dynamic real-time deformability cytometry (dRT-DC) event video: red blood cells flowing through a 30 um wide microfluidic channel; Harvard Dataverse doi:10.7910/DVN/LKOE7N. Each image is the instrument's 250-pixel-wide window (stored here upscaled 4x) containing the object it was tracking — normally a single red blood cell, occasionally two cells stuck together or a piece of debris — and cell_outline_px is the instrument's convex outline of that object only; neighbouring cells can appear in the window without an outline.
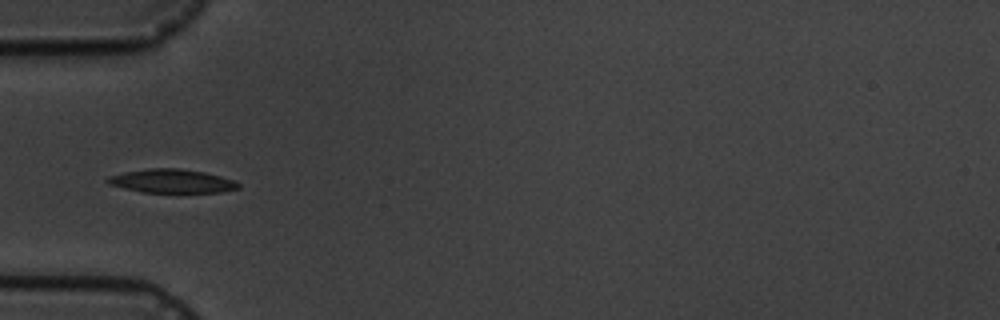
{"species": "common noctule bat (a hibernating species)", "species_latin": "Nyctalus noctula", "temperature_condition": "cold", "stored_images_in_passage": 8, "camera_frame_rate_fps": 3000, "um_per_image_px": 0.085, "animal": {"sex": "male", "body_mass_g": 19.5, "forearm_length_mm": 54.6}, "frame": {"image": 1, "passage_image": 5, "time_ms": 4.667, "image_size_px": [1000, 320], "cell_outline_px": [[240, 188], [220, 192], [140, 192], [108, 184], [104, 180], [108, 176], [124, 172], [148, 168], [180, 168], [204, 172], [236, 180], [240, 184]], "centroid_in_image_um": [14.59, 15.38], "position_along_channel_um": 70.4, "area_um2": 18.15}}
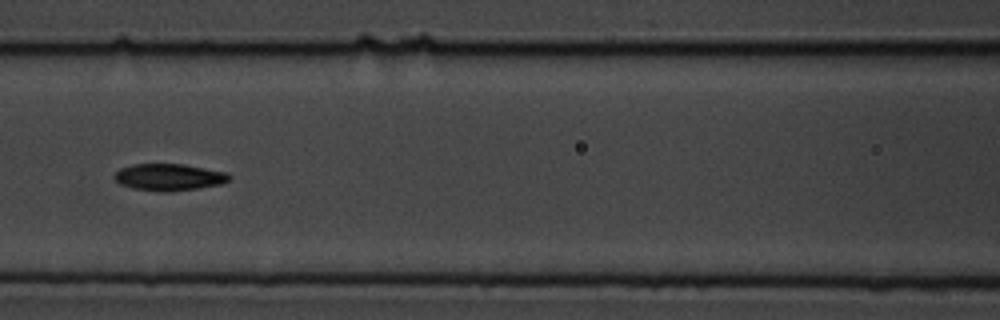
{"frame": {"image": 2, "passage_image": 7, "time_ms": 7.0, "image_size_px": [1000, 320], "cell_outline_px": [[232, 176], [228, 180], [220, 184], [200, 188], [172, 192], [164, 192], [132, 188], [120, 184], [112, 176], [120, 168], [132, 164], [184, 164], [228, 172]], "centroid_in_image_um": [14.37, 15.06], "position_along_channel_um": 152.2, "area_um2": 18.15}}
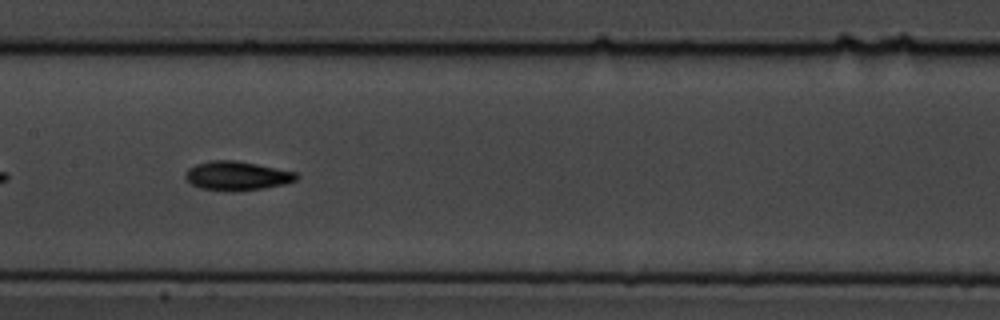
{"frame": {"image": 3, "passage_image": 8, "time_ms": 8.0, "image_size_px": [1000, 320], "cell_outline_px": [[296, 180], [284, 184], [264, 188], [232, 192], [200, 188], [192, 184], [184, 176], [188, 168], [196, 164], [212, 160], [236, 160], [296, 172]], "centroid_in_image_um": [20.11, 14.95], "position_along_channel_um": 187.3, "area_um2": 18.67}}